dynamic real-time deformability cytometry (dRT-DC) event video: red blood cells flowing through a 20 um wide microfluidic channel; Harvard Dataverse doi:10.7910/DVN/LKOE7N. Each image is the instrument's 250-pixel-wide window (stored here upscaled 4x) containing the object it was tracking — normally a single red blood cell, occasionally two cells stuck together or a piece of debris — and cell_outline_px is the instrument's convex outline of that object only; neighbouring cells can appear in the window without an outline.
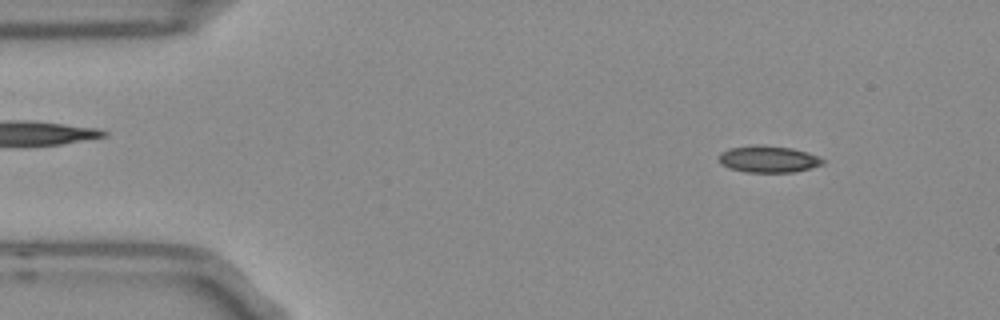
{"species": "Egyptian fruit bat (a non-hibernating species)", "species_latin": "Rousettus aegyptiacus", "temperature_condition": "room temperature", "stored_images_in_passage": 52, "camera_frame_rate_fps": 3000, "um_per_image_px": 0.085, "frame": {"image": 1, "passage_image": 5, "time_ms": 1.333, "image_size_px": [1000, 320], "cell_outline_px": [[824, 164], [792, 172], [744, 172], [728, 168], [720, 164], [720, 152], [728, 148], [756, 144], [760, 144], [792, 148], [808, 152], [824, 160]], "centroid_in_image_um": [65.26, 13.51], "position_along_channel_um": 19.7, "area_um2": 16.24}}
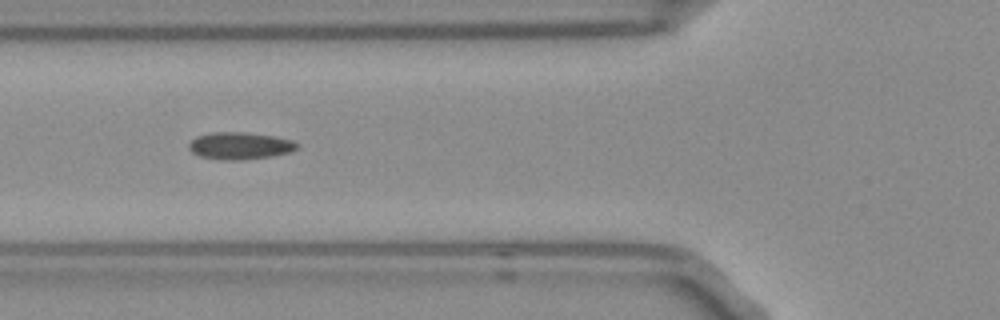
{"frame": {"image": 2, "passage_image": 18, "time_ms": 5.667, "image_size_px": [1000, 320], "cell_outline_px": [[300, 148], [292, 152], [272, 156], [236, 160], [224, 160], [200, 156], [192, 152], [188, 148], [188, 144], [196, 136], [212, 132], [244, 132], [272, 136], [292, 140], [300, 144]], "centroid_in_image_um": [20.42, 12.39], "position_along_channel_um": 105.4, "area_um2": 17.17}}
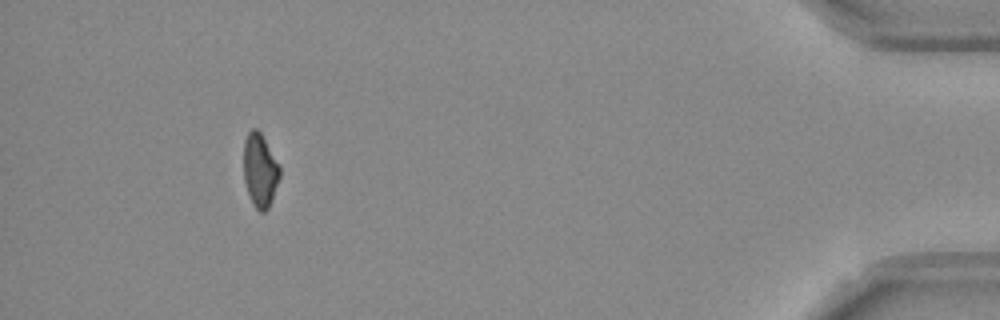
{"frame": {"image": 3, "passage_image": 48, "time_ms": 15.667, "image_size_px": [1000, 320], "cell_outline_px": [[280, 176], [268, 208], [264, 212], [260, 212], [252, 204], [244, 180], [244, 140], [248, 132], [252, 128], [256, 128], [260, 132], [280, 168]], "centroid_in_image_um": [22.08, 14.48], "position_along_channel_um": 413.1, "area_um2": 15.14}, "authors_computed_cell_mechanics": {"area_um2": 16.2996, "velocity_mm_per_s": 3.7603, "shape_relaxation_time_tau1_ms": null, "shape_relaxation_time_tau2_ms": 5.6649, "deformation_change_tau1": null, "deformation_change_tau2": 0.1017}}